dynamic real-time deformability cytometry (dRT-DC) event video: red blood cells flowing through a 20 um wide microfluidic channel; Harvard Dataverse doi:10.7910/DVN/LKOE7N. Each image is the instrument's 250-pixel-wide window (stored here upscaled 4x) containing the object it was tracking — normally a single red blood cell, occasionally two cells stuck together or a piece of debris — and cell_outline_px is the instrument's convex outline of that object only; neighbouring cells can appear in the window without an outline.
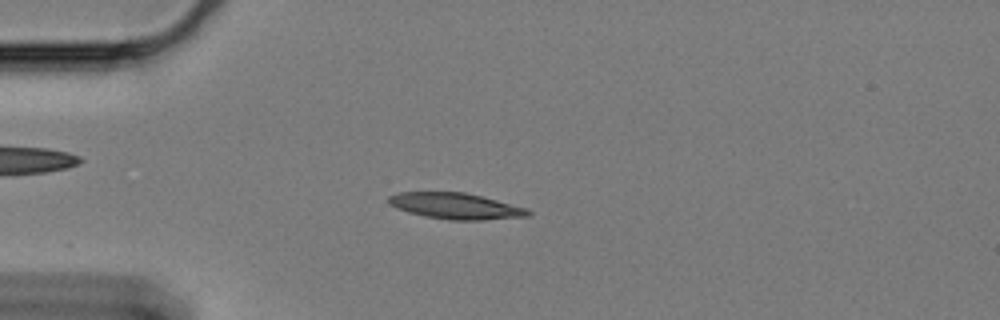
{"species": "Egyptian fruit bat (a non-hibernating species)", "species_latin": "Rousettus aegyptiacus", "temperature_condition": "cold", "stored_images_in_passage": 58, "camera_frame_rate_fps": 3000, "um_per_image_px": 0.085, "animal": {"sex": "female"}, "frame": {"image": 1, "passage_image": 13, "time_ms": 4.0, "image_size_px": [1000, 320], "cell_outline_px": [[532, 212], [528, 216], [484, 220], [448, 220], [424, 216], [408, 212], [396, 208], [388, 204], [388, 196], [396, 192], [464, 192], [528, 208]], "centroid_in_image_um": [38.7, 17.51], "position_along_channel_um": 46.3, "area_um2": 21.27}}
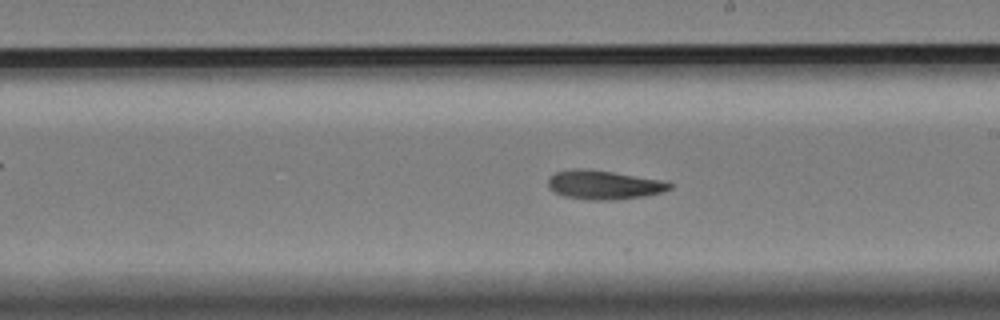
{"frame": {"image": 2, "passage_image": 32, "time_ms": 10.333, "image_size_px": [1000, 320], "cell_outline_px": [[672, 188], [660, 192], [644, 196], [616, 200], [592, 200], [564, 196], [548, 188], [548, 180], [556, 172], [572, 168], [580, 168], [612, 172], [660, 180], [672, 184]], "centroid_in_image_um": [51.3, 15.71], "position_along_channel_um": 237.7, "area_um2": 20.23}}
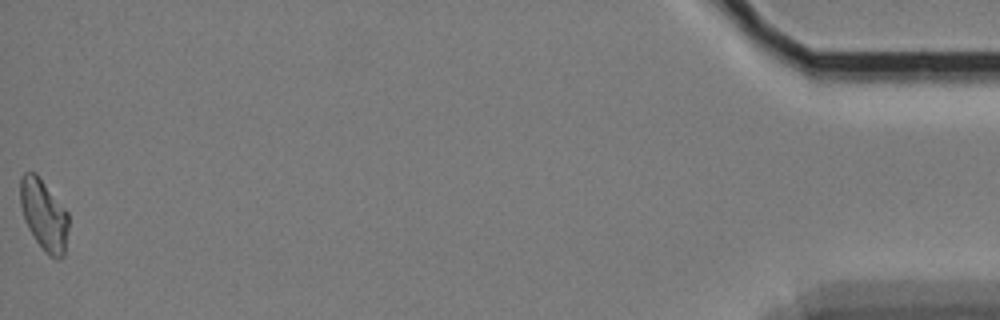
{"frame": {"image": 3, "passage_image": 58, "time_ms": 19.0, "image_size_px": [1000, 320], "cell_outline_px": [[68, 228], [64, 256], [60, 260], [56, 260], [48, 256], [44, 252], [28, 228], [24, 220], [20, 204], [20, 176], [24, 172], [36, 172], [68, 212]], "centroid_in_image_um": [3.73, 18.29], "position_along_channel_um": 431.5, "area_um2": 20.23}, "authors_computed_cell_mechanics": {"area_um2": 20.23, "velocity_mm_per_s": 3.3027, "shape_relaxation_time_tau1_ms": 11.2264, "shape_relaxation_time_tau2_ms": null, "deformation_change_tau1": 0.1773, "deformation_change_tau2": null}}